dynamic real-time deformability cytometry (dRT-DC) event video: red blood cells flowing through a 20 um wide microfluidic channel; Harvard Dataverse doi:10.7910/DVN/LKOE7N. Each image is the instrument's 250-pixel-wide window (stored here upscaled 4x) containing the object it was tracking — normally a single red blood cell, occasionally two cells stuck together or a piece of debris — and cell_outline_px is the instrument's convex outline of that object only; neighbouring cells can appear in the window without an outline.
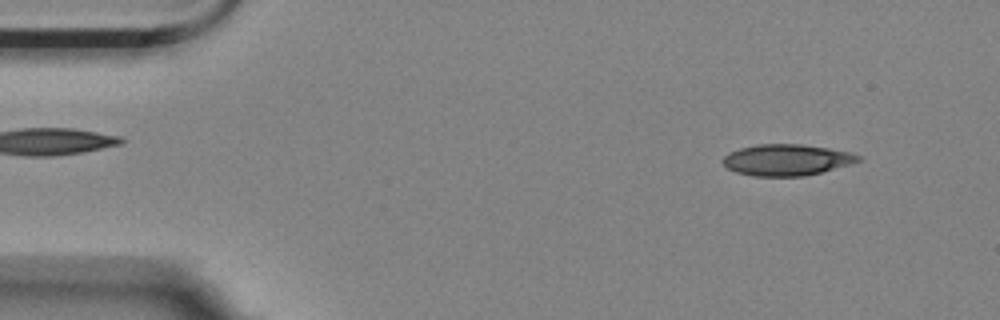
{"species": "Egyptian fruit bat (a non-hibernating species)", "species_latin": "Rousettus aegyptiacus", "temperature_condition": "room temperature", "stored_images_in_passage": 54, "camera_frame_rate_fps": 3000, "um_per_image_px": 0.085, "animal": {"sex": "female"}, "frame": {"image": 1, "passage_image": 4, "time_ms": 1.0, "image_size_px": [1000, 320], "cell_outline_px": [[864, 160], [852, 164], [804, 176], [756, 176], [736, 172], [728, 168], [720, 160], [728, 152], [740, 148], [756, 144], [800, 144], [828, 148], [848, 152], [864, 156]], "centroid_in_image_um": [66.89, 13.58], "position_along_channel_um": 18.1, "area_um2": 24.8}}
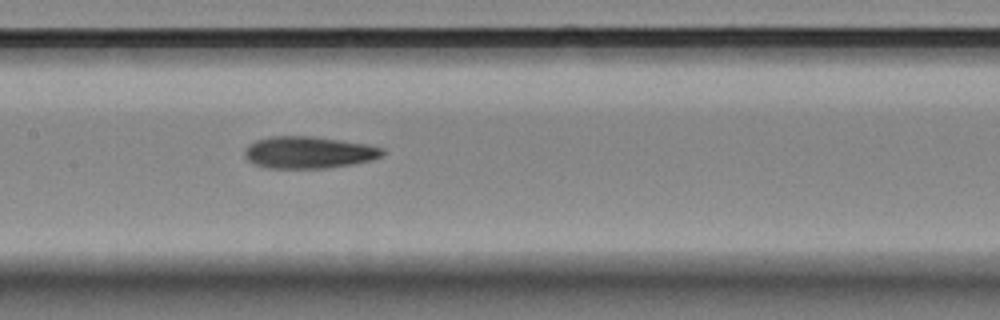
{"frame": {"image": 2, "passage_image": 25, "time_ms": 8.0, "image_size_px": [1000, 320], "cell_outline_px": [[384, 152], [380, 156], [372, 160], [352, 164], [328, 168], [268, 168], [252, 164], [244, 156], [244, 148], [248, 144], [256, 140], [272, 136], [312, 136], [368, 144], [384, 148]], "centroid_in_image_um": [26.2, 12.95], "position_along_channel_um": 181.2, "area_um2": 25.84}}
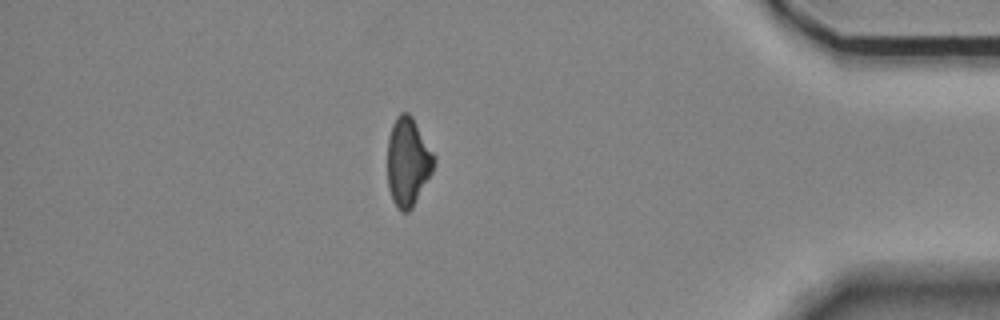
{"frame": {"image": 3, "passage_image": 47, "time_ms": 15.333, "image_size_px": [1000, 320], "cell_outline_px": [[436, 160], [432, 172], [412, 208], [408, 212], [400, 212], [392, 200], [388, 188], [388, 136], [392, 124], [396, 116], [400, 112], [408, 112], [412, 116], [436, 156]], "centroid_in_image_um": [34.67, 13.74], "position_along_channel_um": 400.5, "area_um2": 24.22}, "authors_computed_cell_mechanics": {"area_um2": 25.4609, "velocity_mm_per_s": 3.5159, "shape_relaxation_time_tau1_ms": 9.2158, "shape_relaxation_time_tau2_ms": 7.4215, "deformation_change_tau1": 0.193, "deformation_change_tau2": 0.1913}}